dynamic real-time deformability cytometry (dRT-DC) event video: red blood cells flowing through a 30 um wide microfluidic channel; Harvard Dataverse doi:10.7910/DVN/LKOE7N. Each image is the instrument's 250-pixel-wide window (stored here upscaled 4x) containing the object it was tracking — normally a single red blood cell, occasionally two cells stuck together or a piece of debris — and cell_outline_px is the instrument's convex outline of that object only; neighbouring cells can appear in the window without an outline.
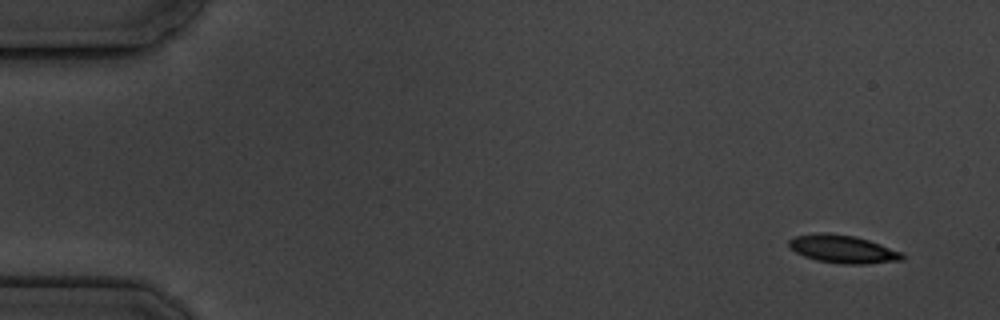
{"species": "common noctule bat (a hibernating species)", "species_latin": "Nyctalus noctula", "temperature_condition": "cold", "stored_images_in_passage": 7, "camera_frame_rate_fps": 3000, "um_per_image_px": 0.085, "animal": {"sex": "male", "body_mass_g": 19.5, "forearm_length_mm": 54.6}, "frame": {"image": 1, "passage_image": 1, "time_ms": 0.0, "image_size_px": [1000, 320], "cell_outline_px": [[904, 260], [864, 264], [844, 264], [816, 260], [804, 256], [796, 252], [788, 244], [788, 240], [792, 236], [820, 232], [824, 232], [856, 236], [904, 252]], "centroid_in_image_um": [71.65, 21.16], "position_along_channel_um": 13.4, "area_um2": 18.61}}
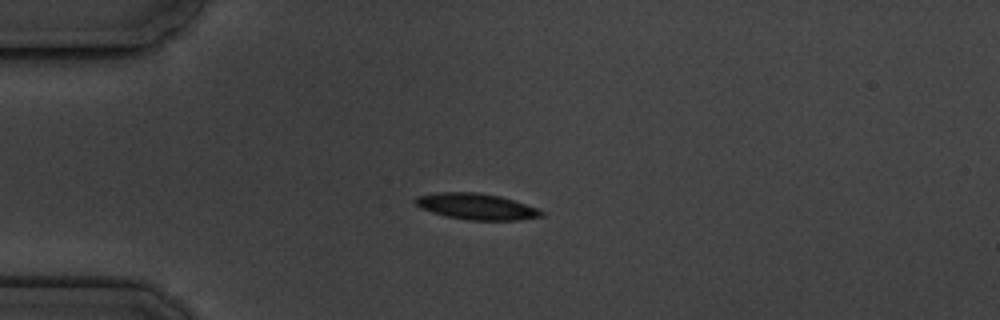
{"frame": {"image": 2, "passage_image": 4, "time_ms": 3.667, "image_size_px": [1000, 320], "cell_outline_px": [[544, 216], [516, 220], [468, 220], [444, 216], [420, 208], [412, 200], [416, 196], [436, 192], [476, 192], [500, 196], [536, 208], [544, 212]], "centroid_in_image_um": [40.43, 17.55], "position_along_channel_um": 44.6, "area_um2": 19.19}}